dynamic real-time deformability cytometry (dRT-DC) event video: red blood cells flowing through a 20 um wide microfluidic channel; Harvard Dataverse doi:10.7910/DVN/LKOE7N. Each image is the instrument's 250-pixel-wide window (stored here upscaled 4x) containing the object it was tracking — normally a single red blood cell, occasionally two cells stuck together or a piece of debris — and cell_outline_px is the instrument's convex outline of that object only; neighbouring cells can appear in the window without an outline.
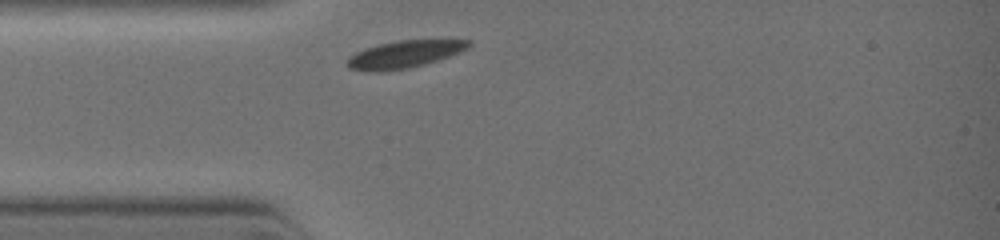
{"species": "common noctule bat (a hibernating species)", "species_latin": "Nyctalus noctula", "temperature_condition": "warm", "stored_images_in_passage": 5, "camera_frame_rate_fps": 3000, "um_per_image_px": 0.085, "animal": {"sex": "female", "body_mass_g": 19.0, "forearm_length_mm": 51.5}, "frame": {"image": 1, "passage_image": 1, "time_ms": 0.0, "image_size_px": [1000, 240], "cell_outline_px": [[472, 44], [468, 48], [448, 56], [424, 64], [408, 68], [380, 72], [368, 72], [348, 68], [344, 60], [348, 56], [364, 48], [380, 44], [400, 40], [472, 40]], "centroid_in_image_um": [34.29, 4.62], "position_along_channel_um": 50.7, "area_um2": 19.36}}
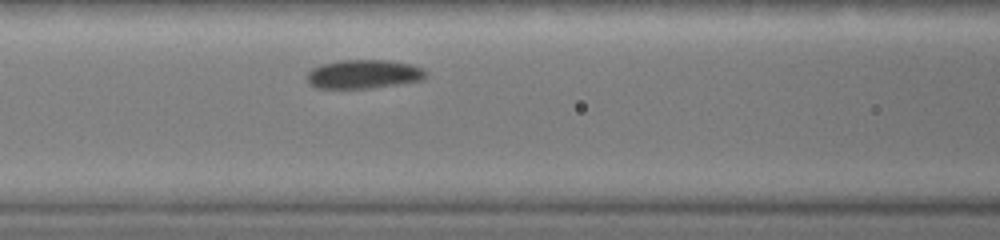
{"frame": {"image": 2, "passage_image": 5, "time_ms": 1.667, "image_size_px": [1000, 240], "cell_outline_px": [[428, 72], [424, 80], [368, 88], [316, 88], [308, 84], [308, 72], [312, 68], [320, 64], [340, 60], [392, 60], [412, 64], [424, 68]], "centroid_in_image_um": [30.94, 6.29], "position_along_channel_um": 135.7, "area_um2": 20.17}}